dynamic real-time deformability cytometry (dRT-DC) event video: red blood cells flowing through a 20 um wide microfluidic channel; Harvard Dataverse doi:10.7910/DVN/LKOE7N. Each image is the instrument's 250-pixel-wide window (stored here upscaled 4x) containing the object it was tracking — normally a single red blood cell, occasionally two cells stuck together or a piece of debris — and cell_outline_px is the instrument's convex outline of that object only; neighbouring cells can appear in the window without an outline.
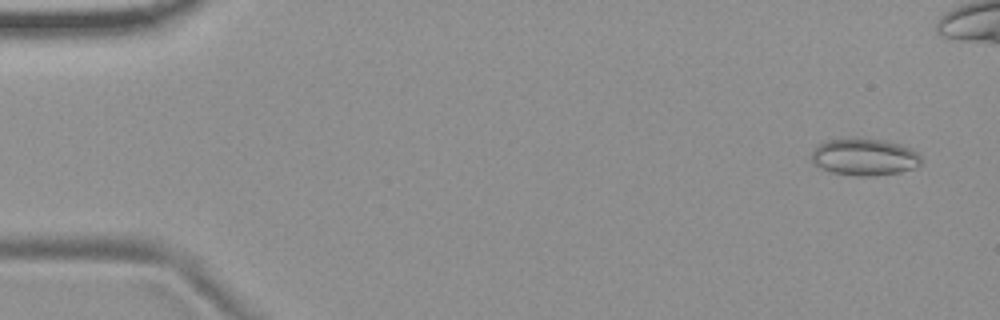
{"species": "common noctule bat (a hibernating species)", "species_latin": "Nyctalus noctula", "temperature_condition": "room temperature", "stored_images_in_passage": 48, "camera_frame_rate_fps": 3000, "um_per_image_px": 0.085, "animal": {"sex": "female", "body_mass_g": 19.9}, "frame": {"image": 1, "passage_image": 3, "time_ms": 0.667, "image_size_px": [1000, 320], "cell_outline_px": [[920, 164], [916, 168], [900, 172], [876, 176], [856, 176], [828, 172], [812, 164], [812, 152], [824, 140], [856, 136], [880, 140], [900, 144], [916, 152], [920, 156]], "centroid_in_image_um": [73.43, 13.34], "position_along_channel_um": 11.6, "area_um2": 24.1}}
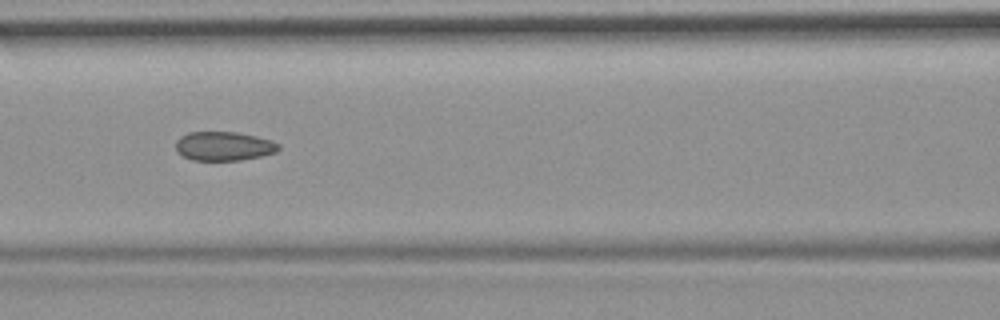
{"frame": {"image": 2, "passage_image": 24, "time_ms": 7.667, "image_size_px": [1000, 320], "cell_outline_px": [[280, 148], [276, 152], [260, 156], [240, 160], [192, 160], [176, 152], [176, 140], [180, 136], [188, 132], [236, 132], [256, 136], [272, 140], [280, 144]], "centroid_in_image_um": [19.02, 12.41], "position_along_channel_um": 147.6, "area_um2": 17.46}}
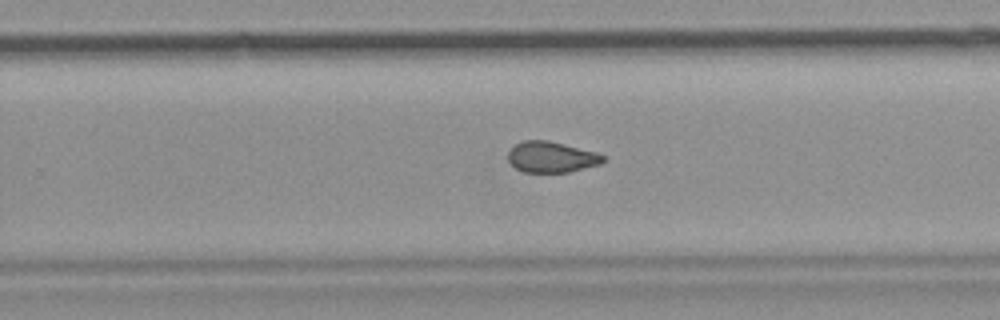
{"frame": {"image": 3, "passage_image": 35, "time_ms": 11.333, "image_size_px": [1000, 320], "cell_outline_px": [[604, 160], [600, 164], [568, 172], [524, 172], [516, 168], [508, 160], [508, 152], [516, 144], [524, 140], [548, 140], [596, 152], [604, 156]], "centroid_in_image_um": [46.86, 13.34], "position_along_channel_um": 282.9, "area_um2": 16.94}, "authors_computed_cell_mechanics": {"area_um2": 18.2359, "velocity_mm_per_s": 3.7062, "shape_relaxation_time_tau1_ms": null, "shape_relaxation_time_tau2_ms": 1.7356, "deformation_change_tau1": null, "deformation_change_tau2": 0.07}}